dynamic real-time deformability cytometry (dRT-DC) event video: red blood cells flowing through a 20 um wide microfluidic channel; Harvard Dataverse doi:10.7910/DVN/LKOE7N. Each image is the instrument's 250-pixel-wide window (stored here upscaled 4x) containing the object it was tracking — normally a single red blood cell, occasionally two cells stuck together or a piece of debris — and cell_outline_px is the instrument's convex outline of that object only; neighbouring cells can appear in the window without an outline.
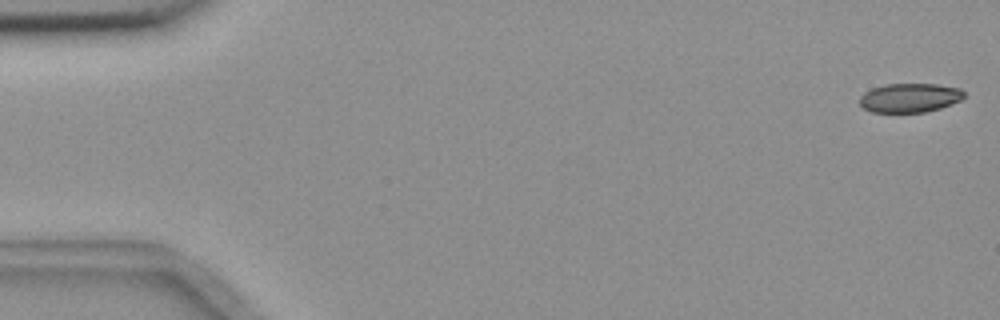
{"species": "common noctule bat (a hibernating species)", "species_latin": "Nyctalus noctula", "temperature_condition": "room temperature", "stored_images_in_passage": 5, "camera_frame_rate_fps": 3000, "um_per_image_px": 0.085, "animal": {"sex": "female", "body_mass_g": 18.4}, "frame": {"image": 1, "passage_image": 1, "time_ms": 0.0, "image_size_px": [1000, 320], "cell_outline_px": [[964, 96], [960, 100], [940, 108], [924, 112], [872, 112], [864, 108], [860, 104], [860, 96], [864, 92], [872, 88], [884, 84], [936, 84], [960, 88], [964, 92]], "centroid_in_image_um": [77.31, 8.3], "position_along_channel_um": 7.7, "area_um2": 17.63}}